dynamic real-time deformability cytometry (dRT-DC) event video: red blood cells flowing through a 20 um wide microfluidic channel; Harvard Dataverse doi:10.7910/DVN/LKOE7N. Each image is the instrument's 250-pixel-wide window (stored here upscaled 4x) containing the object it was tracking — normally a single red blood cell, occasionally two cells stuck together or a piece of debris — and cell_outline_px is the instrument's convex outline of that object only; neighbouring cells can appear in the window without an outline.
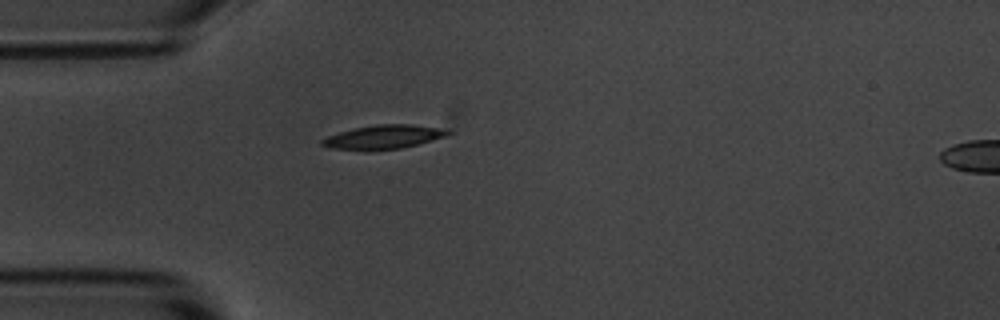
{"species": "common noctule bat (a hibernating species)", "species_latin": "Nyctalus noctula", "temperature_condition": "room temperature", "stored_images_in_passage": 2, "segment_of_instrument_passage": [1, 2], "camera_frame_rate_fps": 3000, "um_per_image_px": 0.085, "animal": {"sex": "male", "body_mass_g": 20.1, "forearm_length_mm": 53.5}, "frame": {"image": 1, "passage_image": 1, "time_ms": 0.0, "image_size_px": [1000, 320], "cell_outline_px": [[452, 132], [448, 136], [400, 148], [368, 152], [332, 148], [320, 144], [320, 140], [328, 136], [340, 132], [356, 128], [376, 124], [412, 124], [440, 128]], "centroid_in_image_um": [32.57, 11.66], "position_along_channel_um": 52.4, "area_um2": 17.63}}